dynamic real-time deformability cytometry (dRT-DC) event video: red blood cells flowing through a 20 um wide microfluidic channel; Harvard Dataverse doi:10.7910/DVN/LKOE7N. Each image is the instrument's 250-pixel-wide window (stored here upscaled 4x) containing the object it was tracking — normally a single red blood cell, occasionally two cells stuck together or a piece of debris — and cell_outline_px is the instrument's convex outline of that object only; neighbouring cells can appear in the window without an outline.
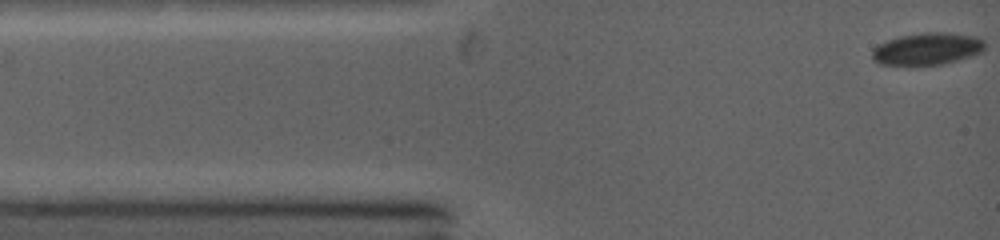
{"species": "common noctule bat (a hibernating species)", "species_latin": "Nyctalus noctula", "temperature_condition": "warm", "stored_images_in_passage": 50, "camera_frame_rate_fps": 5000, "um_per_image_px": 0.085, "animal": {"sex": "female", "body_mass_g": 19.0, "forearm_length_mm": 53.3}, "frame": {"image": 1, "passage_image": 1, "time_ms": 0.0, "image_size_px": [1000, 240], "cell_outline_px": [[984, 48], [980, 52], [968, 56], [940, 64], [884, 64], [876, 60], [872, 56], [872, 52], [880, 44], [888, 40], [904, 36], [928, 32], [976, 36], [984, 40]], "centroid_in_image_um": [78.84, 4.14], "position_along_channel_um": 6.2, "area_um2": 19.94}}
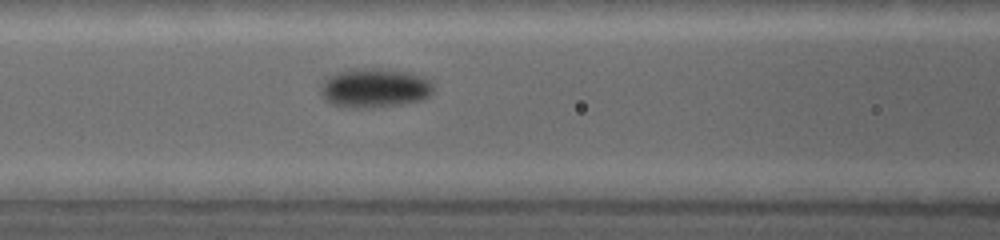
{"frame": {"image": 2, "passage_image": 24, "time_ms": 4.6, "image_size_px": [1000, 240], "cell_outline_px": [[432, 88], [428, 96], [420, 100], [372, 108], [332, 104], [324, 96], [324, 84], [332, 76], [340, 72], [360, 68], [376, 68], [404, 72], [416, 76], [424, 80]], "centroid_in_image_um": [31.84, 7.48], "position_along_channel_um": 134.8, "area_um2": 23.99}}
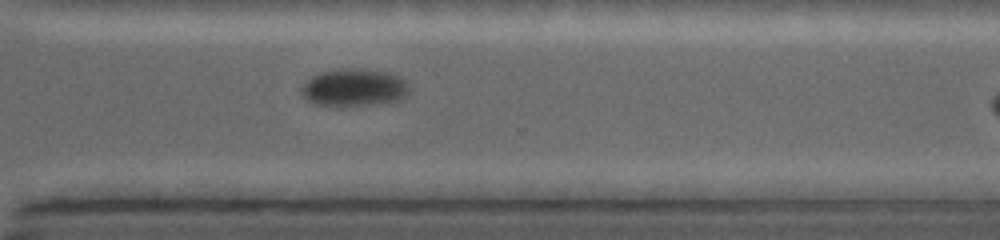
{"frame": {"image": 3, "passage_image": 49, "time_ms": 9.6, "image_size_px": [1000, 240], "cell_outline_px": [[408, 92], [404, 96], [396, 100], [364, 104], [312, 104], [300, 92], [300, 88], [312, 76], [324, 72], [356, 68], [392, 72], [404, 80]], "centroid_in_image_um": [30.07, 7.41], "position_along_channel_um": 340.5, "area_um2": 22.54}}